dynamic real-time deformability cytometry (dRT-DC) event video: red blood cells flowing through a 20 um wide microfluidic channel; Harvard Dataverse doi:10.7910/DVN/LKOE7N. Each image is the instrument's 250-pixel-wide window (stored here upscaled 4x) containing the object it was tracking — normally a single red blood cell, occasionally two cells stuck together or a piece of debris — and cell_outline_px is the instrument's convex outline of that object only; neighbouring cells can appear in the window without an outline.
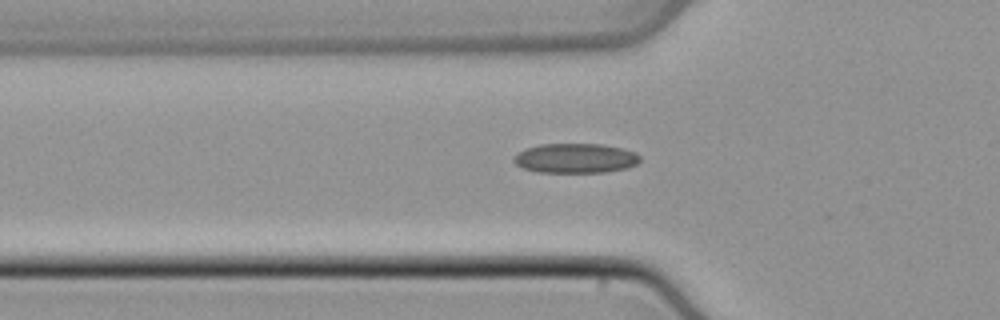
{"species": "common noctule bat (a hibernating species)", "species_latin": "Nyctalus noctula", "temperature_condition": "cold", "stored_images_in_passage": 34, "camera_frame_rate_fps": 3000, "um_per_image_px": 0.085, "animal": {"sex": "male", "body_mass_g": 21.5, "forearm_length_mm": 52.0}, "frame": {"image": 1, "passage_image": 3, "time_ms": 0.667, "image_size_px": [1000, 320], "cell_outline_px": [[640, 160], [636, 164], [628, 168], [604, 172], [536, 172], [524, 168], [516, 164], [512, 160], [520, 152], [528, 148], [540, 144], [600, 144], [624, 148], [636, 152], [640, 156]], "centroid_in_image_um": [48.96, 13.45], "position_along_channel_um": 76.8, "area_um2": 21.73}}
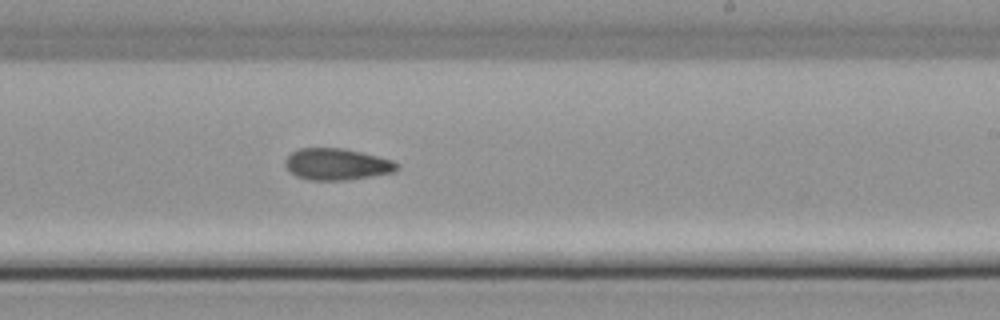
{"frame": {"image": 2, "passage_image": 16, "time_ms": 5.0, "image_size_px": [1000, 320], "cell_outline_px": [[400, 168], [392, 172], [348, 180], [308, 180], [296, 176], [284, 164], [284, 160], [292, 152], [300, 148], [344, 148], [392, 160], [400, 164]], "centroid_in_image_um": [28.63, 13.96], "position_along_channel_um": 260.4, "area_um2": 20.46}}
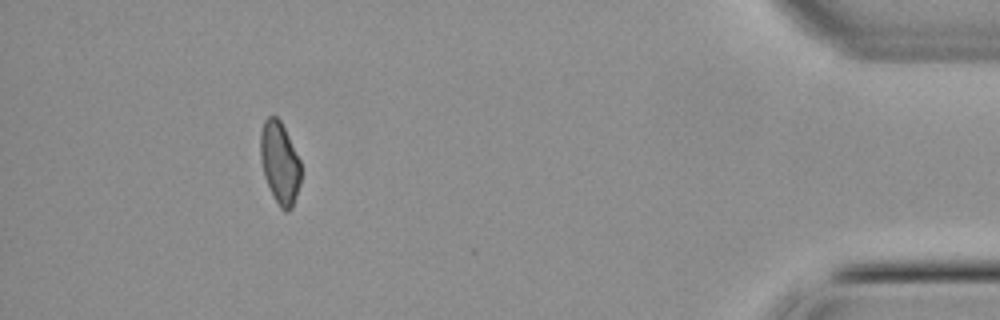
{"frame": {"image": 3, "passage_image": 31, "time_ms": 10.0, "image_size_px": [1000, 320], "cell_outline_px": [[300, 184], [292, 208], [288, 212], [284, 212], [280, 208], [264, 176], [260, 160], [260, 132], [264, 120], [268, 116], [276, 116], [280, 120], [300, 160]], "centroid_in_image_um": [23.76, 13.83], "position_along_channel_um": 411.4, "area_um2": 19.25}}